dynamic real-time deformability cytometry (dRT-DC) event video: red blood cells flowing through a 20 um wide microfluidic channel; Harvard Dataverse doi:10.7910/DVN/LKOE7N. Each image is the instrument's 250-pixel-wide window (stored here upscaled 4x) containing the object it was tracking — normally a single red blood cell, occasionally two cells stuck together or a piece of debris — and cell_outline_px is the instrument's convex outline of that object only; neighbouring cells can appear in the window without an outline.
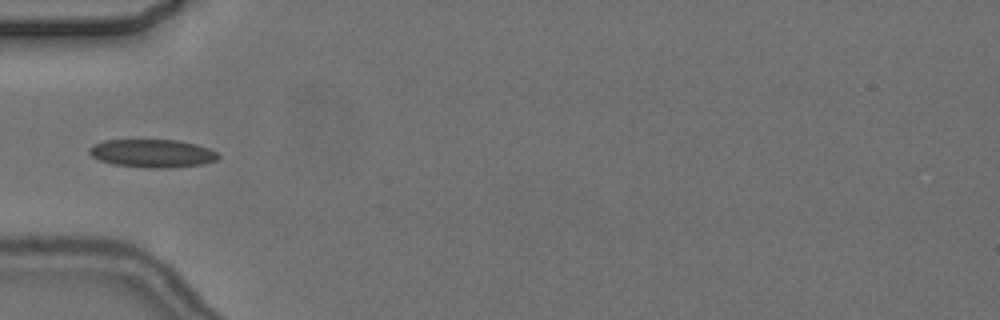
{"species": "common noctule bat (a hibernating species)", "species_latin": "Nyctalus noctula", "temperature_condition": "cold", "stored_images_in_passage": 7, "camera_frame_rate_fps": 3000, "um_per_image_px": 0.085, "animal": {"sex": "female", "body_mass_g": 24.6, "forearm_length_mm": 56.2}, "frame": {"image": 1, "passage_image": 6, "time_ms": 6.0, "image_size_px": [1000, 320], "cell_outline_px": [[220, 156], [216, 160], [204, 164], [172, 168], [148, 168], [112, 164], [100, 160], [92, 156], [88, 152], [88, 148], [92, 144], [104, 140], [176, 140], [196, 144], [208, 148], [216, 152]], "centroid_in_image_um": [12.93, 13.04], "position_along_channel_um": 72.1, "area_um2": 21.27}}
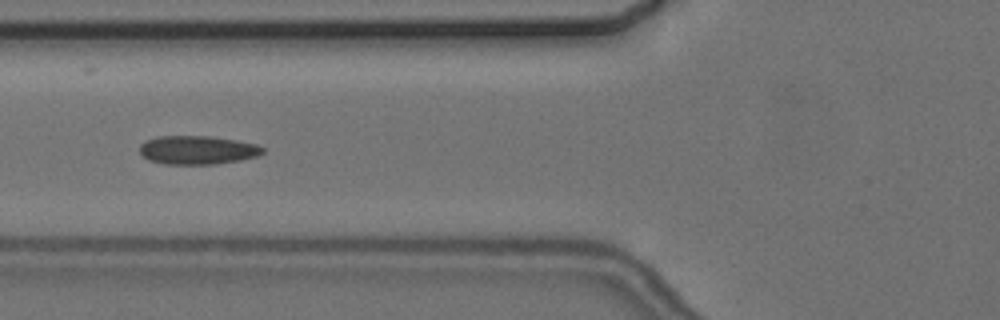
{"frame": {"image": 2, "passage_image": 7, "time_ms": 7.0, "image_size_px": [1000, 320], "cell_outline_px": [[264, 152], [260, 156], [240, 160], [216, 164], [164, 164], [148, 160], [140, 152], [140, 144], [156, 136], [208, 136], [236, 140], [256, 144], [264, 148]], "centroid_in_image_um": [16.8, 12.75], "position_along_channel_um": 109.0, "area_um2": 20.58}}